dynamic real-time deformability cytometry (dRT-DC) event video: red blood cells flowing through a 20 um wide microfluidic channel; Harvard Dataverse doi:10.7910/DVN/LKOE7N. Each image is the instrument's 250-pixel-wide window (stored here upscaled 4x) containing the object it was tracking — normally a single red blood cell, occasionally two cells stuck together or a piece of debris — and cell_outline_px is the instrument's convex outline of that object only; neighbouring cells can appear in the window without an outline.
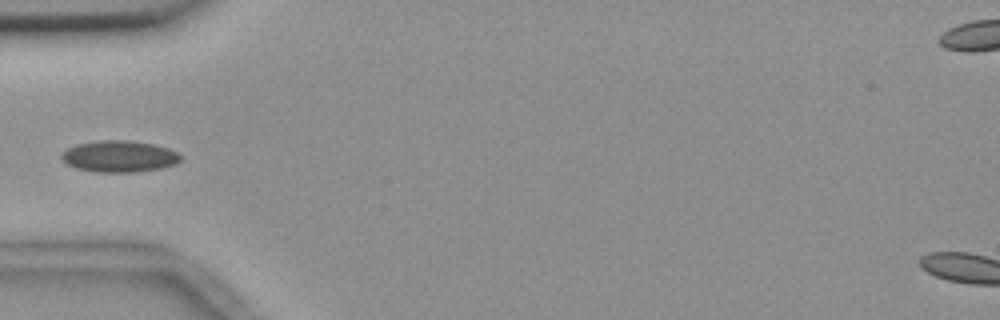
{"species": "common noctule bat (a hibernating species)", "species_latin": "Nyctalus noctula", "temperature_condition": "room temperature", "stored_images_in_passage": 4, "camera_frame_rate_fps": 3000, "um_per_image_px": 0.085, "animal": {"sex": "female", "body_mass_g": 18.4}, "frame": {"image": 1, "passage_image": 1, "time_ms": 0.0, "image_size_px": [1000, 320], "cell_outline_px": [[180, 160], [176, 164], [160, 168], [136, 172], [96, 172], [76, 168], [68, 164], [60, 156], [60, 152], [76, 144], [100, 140], [128, 140], [152, 144], [168, 148], [176, 152], [180, 156]], "centroid_in_image_um": [10.11, 13.29], "position_along_channel_um": 74.9, "area_um2": 21.79}}
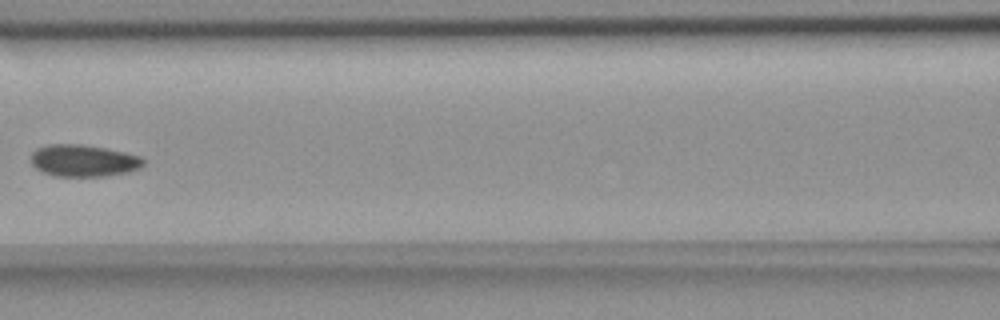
{"frame": {"image": 2, "passage_image": 3, "time_ms": 2.333, "image_size_px": [1000, 320], "cell_outline_px": [[144, 164], [140, 168], [128, 172], [104, 176], [56, 176], [44, 172], [36, 168], [32, 164], [32, 152], [36, 148], [48, 144], [80, 144], [104, 148], [124, 152], [140, 156], [144, 160]], "centroid_in_image_um": [7.1, 13.65], "position_along_channel_um": 159.5, "area_um2": 20.81}}
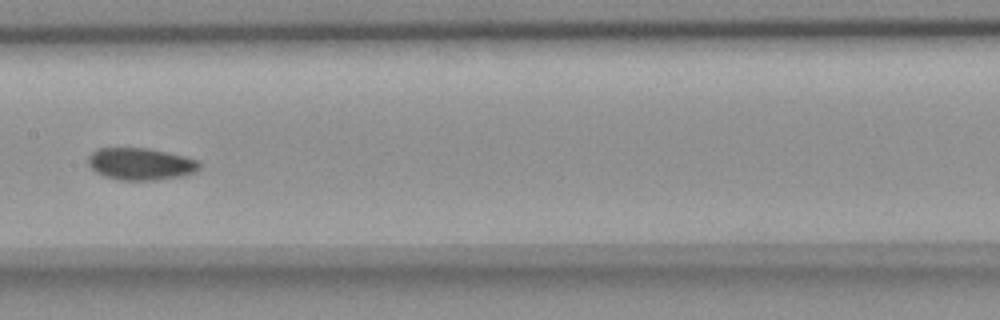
{"frame": {"image": 3, "passage_image": 4, "time_ms": 3.333, "image_size_px": [1000, 320], "cell_outline_px": [[200, 168], [196, 172], [184, 176], [156, 180], [120, 180], [104, 176], [96, 172], [88, 164], [88, 156], [96, 148], [148, 148], [184, 156], [196, 160], [200, 164]], "centroid_in_image_um": [11.95, 13.94], "position_along_channel_um": 195.5, "area_um2": 20.87}}